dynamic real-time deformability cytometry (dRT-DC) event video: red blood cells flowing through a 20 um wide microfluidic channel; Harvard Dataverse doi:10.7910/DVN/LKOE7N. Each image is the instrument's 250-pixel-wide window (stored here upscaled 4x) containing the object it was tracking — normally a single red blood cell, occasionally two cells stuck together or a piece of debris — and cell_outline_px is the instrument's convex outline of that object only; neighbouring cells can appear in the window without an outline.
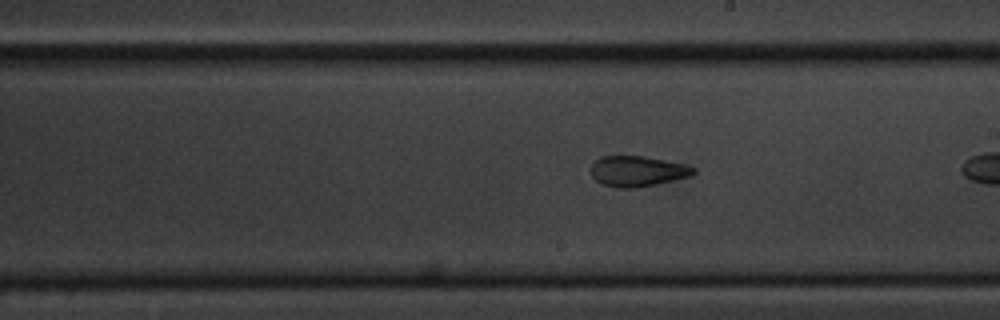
{"species": "common noctule bat (a hibernating species)", "species_latin": "Nyctalus noctula", "temperature_condition": "cold", "stored_images_in_passage": 25, "camera_frame_rate_fps": 3000, "um_per_image_px": 0.085, "animal": {"sex": "male", "body_mass_g": 20.1, "forearm_length_mm": 53.5}, "frame": {"image": 1, "passage_image": 15, "time_ms": 4.667, "image_size_px": [1000, 320], "cell_outline_px": [[696, 172], [692, 176], [656, 184], [636, 188], [616, 188], [600, 184], [592, 176], [592, 164], [600, 156], [644, 156], [684, 164], [696, 168]], "centroid_in_image_um": [54.19, 14.56], "position_along_channel_um": 234.8, "area_um2": 18.32}}
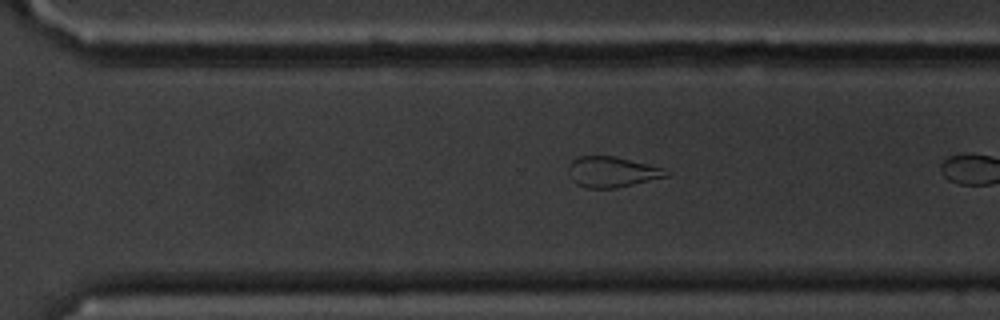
{"frame": {"image": 2, "passage_image": 22, "time_ms": 7.0, "image_size_px": [1000, 320], "cell_outline_px": [[672, 172], [668, 176], [616, 188], [584, 188], [576, 184], [572, 180], [568, 172], [568, 164], [572, 160], [580, 156], [616, 156], [664, 168]], "centroid_in_image_um": [52.01, 14.61], "position_along_channel_um": 318.6, "area_um2": 17.57}}